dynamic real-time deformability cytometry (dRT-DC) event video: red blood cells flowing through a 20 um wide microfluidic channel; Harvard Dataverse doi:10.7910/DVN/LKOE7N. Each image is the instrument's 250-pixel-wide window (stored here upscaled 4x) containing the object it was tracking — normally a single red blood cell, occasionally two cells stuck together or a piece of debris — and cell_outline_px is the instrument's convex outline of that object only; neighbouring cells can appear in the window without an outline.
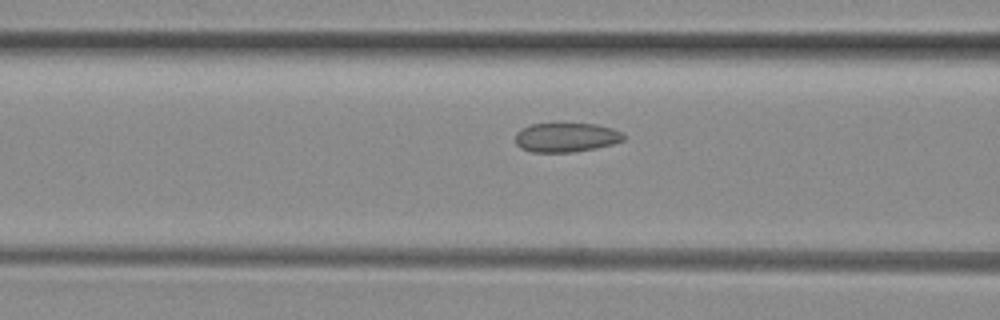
{"species": "common noctule bat (a hibernating species)", "species_latin": "Nyctalus noctula", "temperature_condition": "room temperature", "stored_images_in_passage": 48, "camera_frame_rate_fps": 3000, "um_per_image_px": 0.085, "animal": {"sex": "female", "body_mass_g": 29.2, "forearm_length_mm": 56.3}, "frame": {"image": 1, "passage_image": 20, "time_ms": 6.333, "image_size_px": [1000, 320], "cell_outline_px": [[624, 140], [612, 144], [596, 148], [572, 152], [532, 152], [520, 148], [516, 144], [516, 132], [520, 128], [532, 124], [596, 124], [612, 128], [620, 132], [624, 136]], "centroid_in_image_um": [48.09, 11.68], "position_along_channel_um": 118.5, "area_um2": 18.38}}
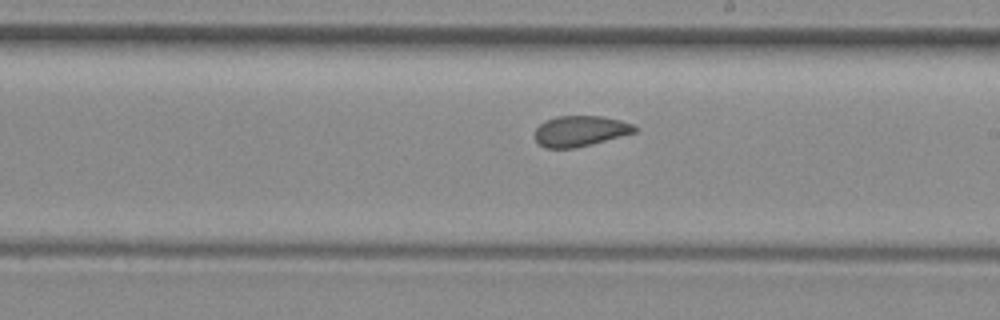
{"frame": {"image": 2, "passage_image": 29, "time_ms": 9.333, "image_size_px": [1000, 320], "cell_outline_px": [[636, 132], [592, 144], [576, 148], [544, 148], [536, 140], [536, 128], [540, 124], [556, 116], [600, 116], [620, 120], [636, 124]], "centroid_in_image_um": [49.34, 11.14], "position_along_channel_um": 239.7, "area_um2": 17.74}}
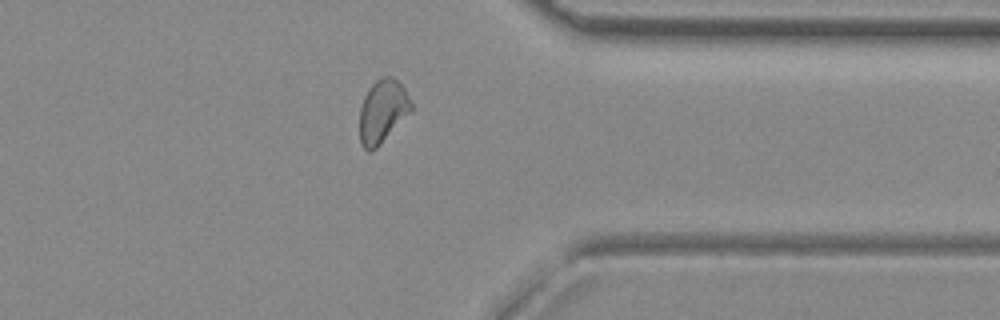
{"frame": {"image": 3, "passage_image": 40, "time_ms": 13.0, "image_size_px": [1000, 320], "cell_outline_px": [[412, 108], [380, 144], [376, 148], [368, 152], [360, 144], [360, 108], [364, 96], [368, 88], [376, 80], [384, 76], [392, 76], [404, 88], [412, 104]], "centroid_in_image_um": [32.48, 9.44], "position_along_channel_um": 378.9, "area_um2": 18.55}, "authors_computed_cell_mechanics": {"area_um2": 18.785, "velocity_mm_per_s": 4.0452, "shape_relaxation_time_tau1_ms": null, "shape_relaxation_time_tau2_ms": 2.1664, "deformation_change_tau1": null, "deformation_change_tau2": 0.0675}}